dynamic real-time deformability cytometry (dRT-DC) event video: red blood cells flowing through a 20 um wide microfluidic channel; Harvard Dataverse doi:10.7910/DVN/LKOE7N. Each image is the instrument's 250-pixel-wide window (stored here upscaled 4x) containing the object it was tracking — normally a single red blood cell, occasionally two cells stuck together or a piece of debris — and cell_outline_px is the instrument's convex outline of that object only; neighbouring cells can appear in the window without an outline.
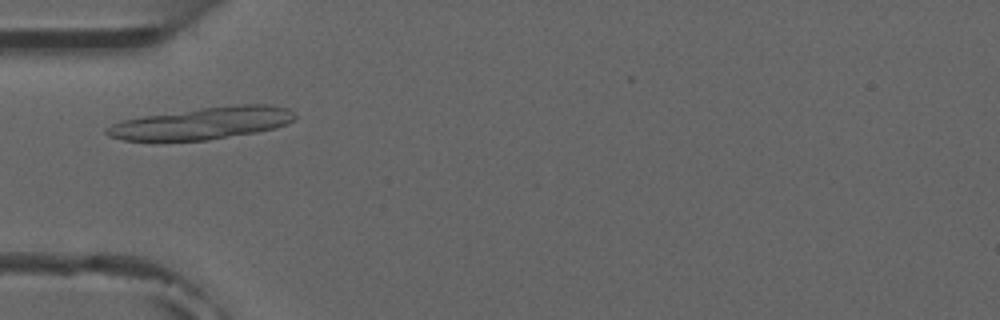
{"species": "common noctule bat (a hibernating species)", "species_latin": "Nyctalus noctula", "temperature_condition": "room temperature", "stored_images_in_passage": 4, "camera_frame_rate_fps": 3000, "um_per_image_px": 0.085, "animal": {"sex": "male", "forearm_length_mm": 52.5}, "frame": {"image": 1, "passage_image": 2, "time_ms": 1.333, "image_size_px": [1000, 320], "cell_outline_px": [[296, 120], [288, 124], [276, 128], [256, 132], [208, 140], [152, 144], [124, 140], [108, 136], [104, 132], [104, 128], [120, 120], [144, 116], [200, 108], [240, 104], [268, 104], [288, 108], [296, 116]], "centroid_in_image_um": [17.1, 10.52], "position_along_channel_um": 67.9, "area_um2": 36.36}}
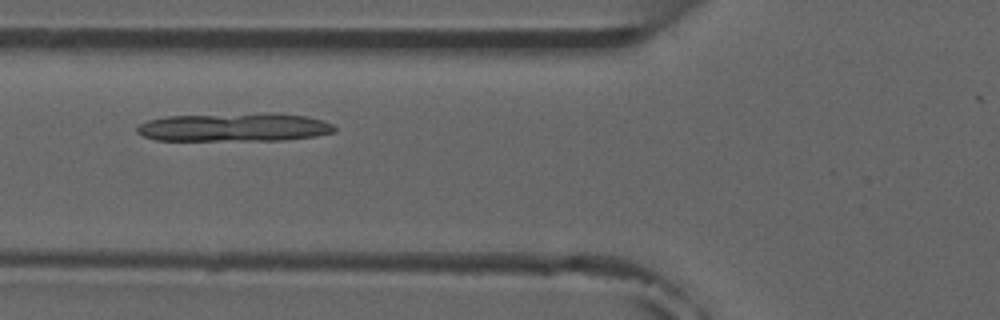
{"frame": {"image": 2, "passage_image": 3, "time_ms": 2.333, "image_size_px": [1000, 320], "cell_outline_px": [[336, 132], [316, 136], [284, 140], [156, 140], [144, 136], [136, 132], [136, 128], [140, 124], [148, 120], [164, 116], [268, 112], [272, 112], [308, 116], [324, 120], [332, 124], [336, 128]], "centroid_in_image_um": [19.96, 10.8], "position_along_channel_um": 105.8, "area_um2": 33.23}}
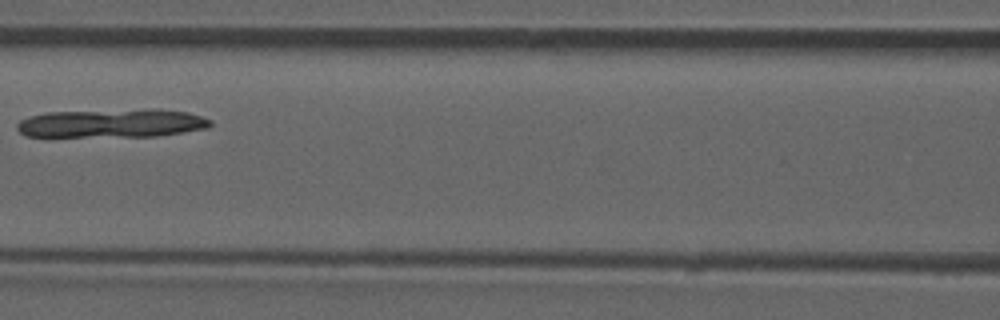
{"frame": {"image": 3, "passage_image": 4, "time_ms": 3.667, "image_size_px": [1000, 320], "cell_outline_px": [[212, 124], [208, 128], [156, 136], [52, 140], [24, 136], [16, 128], [16, 124], [20, 120], [28, 116], [48, 112], [152, 108], [160, 108], [188, 112], [212, 120]], "centroid_in_image_um": [9.36, 10.52], "position_along_channel_um": 157.2, "area_um2": 34.39}}